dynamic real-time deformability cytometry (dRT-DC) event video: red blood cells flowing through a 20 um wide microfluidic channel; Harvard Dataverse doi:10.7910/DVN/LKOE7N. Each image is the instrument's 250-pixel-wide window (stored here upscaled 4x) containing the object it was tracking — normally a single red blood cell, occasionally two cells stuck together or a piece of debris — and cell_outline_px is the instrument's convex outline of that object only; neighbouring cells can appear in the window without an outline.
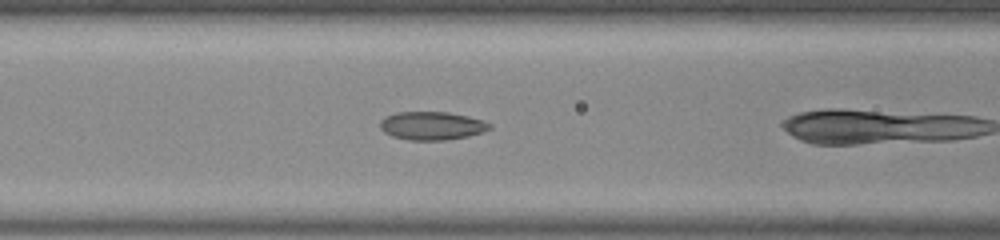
{"species": "common noctule bat (a hibernating species)", "species_latin": "Nyctalus noctula", "temperature_condition": "room temperature", "stored_images_in_passage": 11, "camera_frame_rate_fps": 3000, "um_per_image_px": 0.085, "animal": {"sex": "male", "body_mass_g": 20.0, "forearm_length_mm": 53.3}, "frame": {"image": 1, "passage_image": 7, "time_ms": 2.0, "image_size_px": [1000, 240], "cell_outline_px": [[492, 128], [468, 136], [444, 140], [408, 140], [392, 136], [384, 132], [380, 128], [380, 120], [384, 116], [396, 112], [448, 112], [468, 116], [484, 120], [492, 124]], "centroid_in_image_um": [36.69, 10.68], "position_along_channel_um": 129.9, "area_um2": 18.15}}
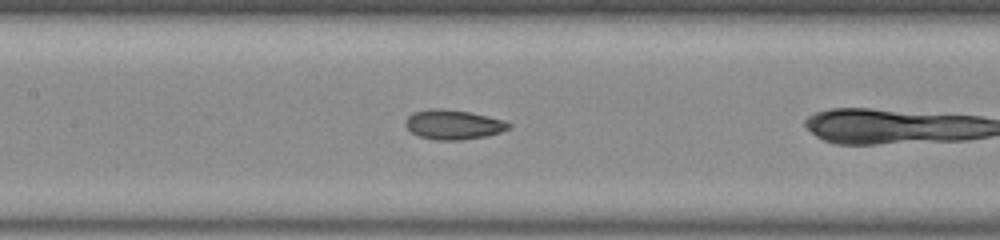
{"frame": {"image": 2, "passage_image": 10, "time_ms": 3.0, "image_size_px": [1000, 240], "cell_outline_px": [[512, 128], [500, 132], [484, 136], [464, 140], [436, 140], [420, 136], [412, 132], [404, 124], [404, 120], [412, 112], [432, 108], [444, 108], [468, 112], [504, 120], [512, 124]], "centroid_in_image_um": [38.52, 10.58], "position_along_channel_um": 168.9, "area_um2": 17.86}}